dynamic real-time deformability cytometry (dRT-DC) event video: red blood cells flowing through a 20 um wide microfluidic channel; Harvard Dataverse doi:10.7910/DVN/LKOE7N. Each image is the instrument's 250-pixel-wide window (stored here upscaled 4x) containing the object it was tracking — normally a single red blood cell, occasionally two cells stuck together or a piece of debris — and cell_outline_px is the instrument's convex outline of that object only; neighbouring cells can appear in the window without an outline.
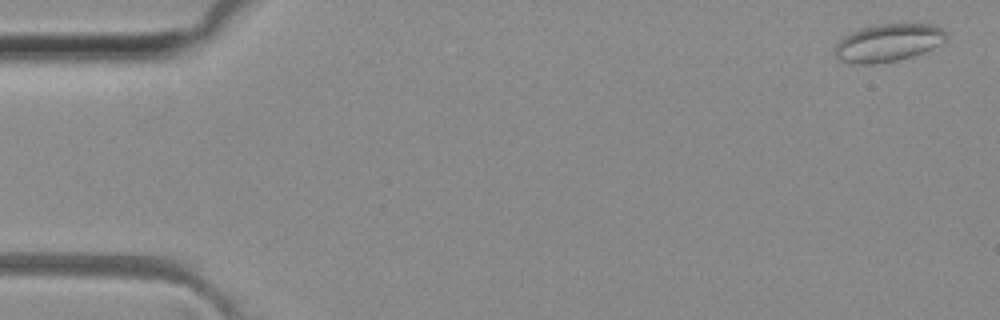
{"species": "common noctule bat (a hibernating species)", "species_latin": "Nyctalus noctula", "temperature_condition": "room temperature", "stored_images_in_passage": 51, "camera_frame_rate_fps": 3000, "um_per_image_px": 0.085, "animal": {"sex": "female", "body_mass_g": 29.2, "forearm_length_mm": 56.3}, "frame": {"image": 1, "passage_image": 2, "time_ms": 0.333, "image_size_px": [1000, 320], "cell_outline_px": [[948, 40], [912, 56], [896, 60], [872, 64], [860, 64], [840, 60], [832, 52], [836, 44], [844, 36], [860, 28], [876, 24], [932, 24], [948, 32]], "centroid_in_image_um": [75.48, 3.62], "position_along_channel_um": 9.5, "area_um2": 24.33}}
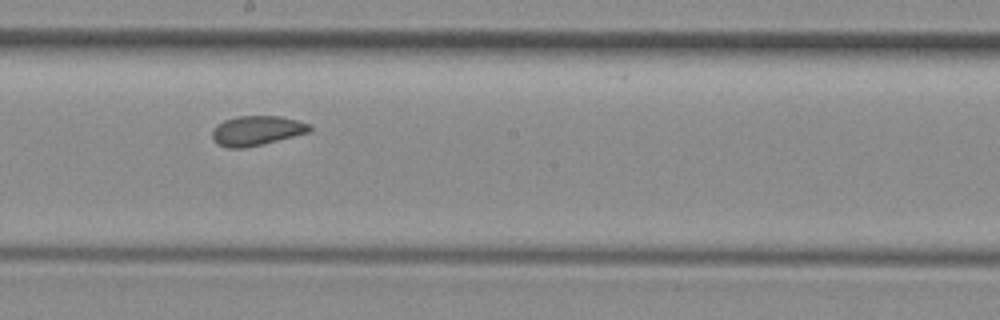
{"frame": {"image": 2, "passage_image": 28, "time_ms": 9.0, "image_size_px": [1000, 320], "cell_outline_px": [[312, 128], [308, 132], [244, 148], [228, 148], [220, 144], [212, 136], [212, 128], [216, 124], [224, 120], [236, 116], [280, 116], [296, 120], [308, 124]], "centroid_in_image_um": [21.77, 11.08], "position_along_channel_um": 226.4, "area_um2": 16.47}}
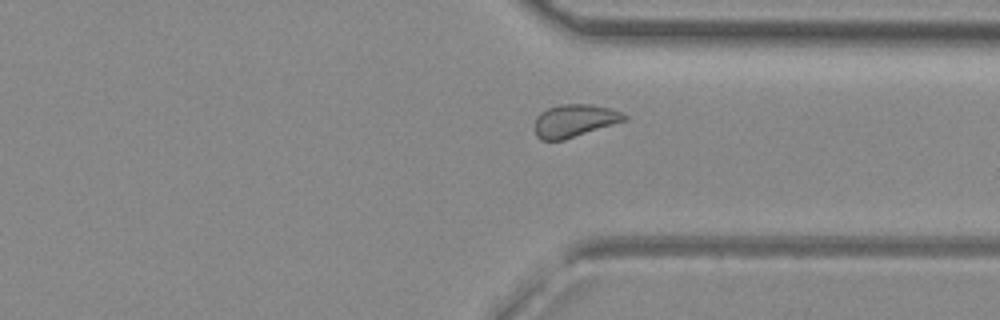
{"frame": {"image": 3, "passage_image": 38, "time_ms": 12.333, "image_size_px": [1000, 320], "cell_outline_px": [[628, 120], [564, 140], [540, 140], [536, 136], [532, 128], [536, 116], [540, 112], [548, 108], [560, 104], [592, 104], [612, 108], [628, 116]], "centroid_in_image_um": [48.81, 10.26], "position_along_channel_um": 362.6, "area_um2": 17.51}, "authors_computed_cell_mechanics": {"area_um2": 17.8024, "velocity_mm_per_s": 4.0912, "shape_relaxation_time_tau1_ms": null, "shape_relaxation_time_tau2_ms": 1.7739, "deformation_change_tau1": null, "deformation_change_tau2": 0.0655}}